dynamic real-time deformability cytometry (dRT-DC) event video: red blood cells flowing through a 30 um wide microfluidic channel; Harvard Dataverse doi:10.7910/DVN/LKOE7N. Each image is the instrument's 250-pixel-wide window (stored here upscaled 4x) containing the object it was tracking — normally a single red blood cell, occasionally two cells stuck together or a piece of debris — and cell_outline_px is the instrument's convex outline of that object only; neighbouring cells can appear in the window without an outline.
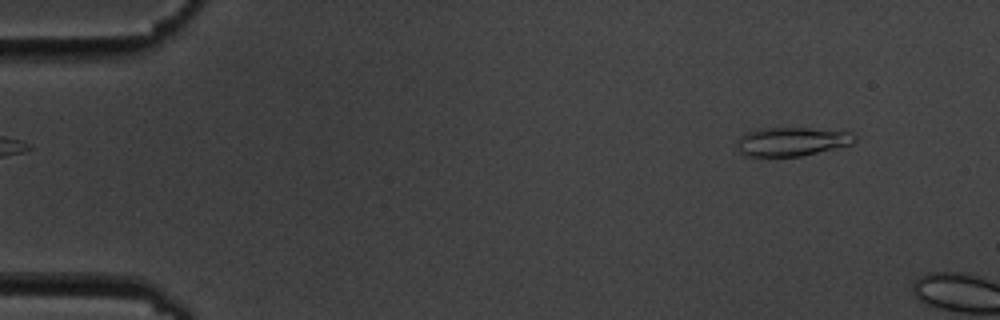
{"species": "common noctule bat (a hibernating species)", "species_latin": "Nyctalus noctula", "temperature_condition": "cold", "stored_images_in_passage": 2, "camera_frame_rate_fps": 3000, "um_per_image_px": 0.085, "animal": {"sex": "male", "body_mass_g": 19.5, "forearm_length_mm": 54.6}, "frame": {"image": 1, "passage_image": 1, "time_ms": 0.0, "image_size_px": [1000, 320], "cell_outline_px": [[856, 140], [852, 144], [836, 148], [800, 156], [744, 156], [740, 152], [736, 144], [736, 140], [744, 132], [756, 128], [808, 128], [848, 132]], "centroid_in_image_um": [67.2, 12.03], "position_along_channel_um": 17.8, "area_um2": 19.71}}